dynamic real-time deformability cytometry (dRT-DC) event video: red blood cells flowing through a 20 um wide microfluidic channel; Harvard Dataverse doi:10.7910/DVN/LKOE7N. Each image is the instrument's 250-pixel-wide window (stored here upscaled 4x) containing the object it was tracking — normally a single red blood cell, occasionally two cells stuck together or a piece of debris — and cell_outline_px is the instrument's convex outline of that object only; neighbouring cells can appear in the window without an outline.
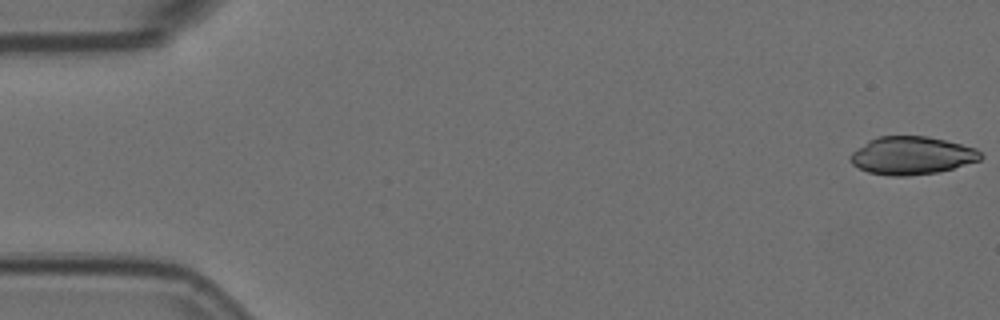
{"species": "Egyptian fruit bat (a non-hibernating species)", "species_latin": "Rousettus aegyptiacus", "temperature_condition": "room temperature", "stored_images_in_passage": 6, "camera_frame_rate_fps": 3000, "um_per_image_px": 0.085, "animal": {"sex": "female"}, "frame": {"image": 1, "passage_image": 1, "time_ms": 0.0, "image_size_px": [1000, 320], "cell_outline_px": [[984, 156], [980, 160], [952, 168], [936, 172], [908, 176], [892, 176], [868, 172], [852, 164], [848, 156], [852, 152], [868, 140], [876, 136], [924, 136], [944, 140], [976, 148]], "centroid_in_image_um": [77.47, 13.22], "position_along_channel_um": 7.5, "area_um2": 28.67}}